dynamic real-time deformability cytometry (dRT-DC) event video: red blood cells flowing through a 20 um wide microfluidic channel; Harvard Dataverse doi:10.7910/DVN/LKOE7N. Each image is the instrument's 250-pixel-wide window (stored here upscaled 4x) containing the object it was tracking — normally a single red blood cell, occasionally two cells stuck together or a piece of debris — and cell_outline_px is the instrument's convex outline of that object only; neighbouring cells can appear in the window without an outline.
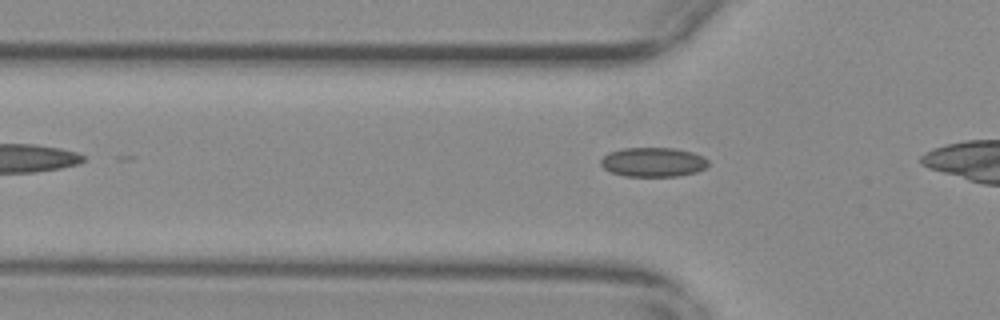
{"species": "common noctule bat (a hibernating species)", "species_latin": "Nyctalus noctula", "temperature_condition": "warm", "stored_images_in_passage": 10, "camera_frame_rate_fps": 3000, "um_per_image_px": 0.085, "animal": {"sex": "female", "body_mass_g": 29.2, "forearm_length_mm": 56.3}, "frame": {"image": 1, "passage_image": 7, "time_ms": 2.0, "image_size_px": [1000, 320], "cell_outline_px": [[708, 164], [704, 168], [696, 172], [680, 176], [624, 176], [612, 172], [604, 168], [600, 164], [600, 160], [608, 152], [620, 148], [672, 148], [692, 152], [708, 160]], "centroid_in_image_um": [55.48, 13.78], "position_along_channel_um": 70.3, "area_um2": 18.32}}